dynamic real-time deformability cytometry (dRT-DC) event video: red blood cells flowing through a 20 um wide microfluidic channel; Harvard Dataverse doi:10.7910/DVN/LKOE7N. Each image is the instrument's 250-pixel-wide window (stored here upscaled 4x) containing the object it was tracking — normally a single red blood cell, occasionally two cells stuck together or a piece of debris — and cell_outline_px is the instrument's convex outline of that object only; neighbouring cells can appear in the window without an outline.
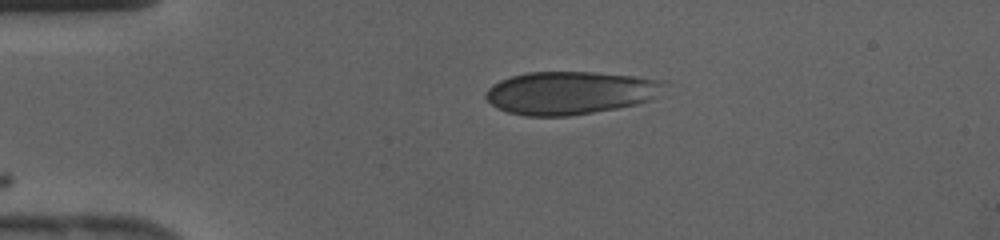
{"species": "human", "species_latin": "Homo sapiens", "temperature_condition": "cold", "stored_images_in_passage": 21, "camera_frame_rate_fps": 3000, "um_per_image_px": 0.085, "donor": {"sex": "female"}, "frame": {"image": 1, "passage_image": 1, "time_ms": 0.0, "image_size_px": [1000, 240], "cell_outline_px": [[672, 84], [664, 96], [652, 100], [636, 104], [616, 108], [568, 116], [524, 116], [508, 112], [496, 108], [484, 96], [484, 92], [492, 84], [500, 80], [512, 76], [528, 72], [592, 72], [636, 76], [668, 80]], "centroid_in_image_um": [48.6, 7.88], "position_along_channel_um": 36.4, "area_um2": 45.72}}
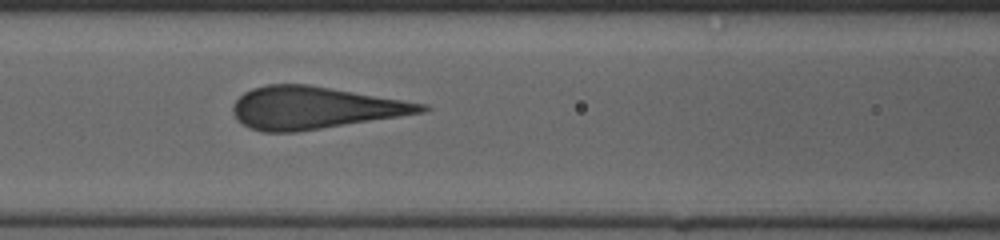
{"frame": {"image": 2, "passage_image": 10, "time_ms": 3.0, "image_size_px": [1000, 240], "cell_outline_px": [[432, 108], [424, 112], [400, 116], [296, 132], [264, 132], [252, 128], [244, 124], [236, 116], [232, 108], [236, 100], [244, 92], [252, 88], [264, 84], [308, 84], [428, 104]], "centroid_in_image_um": [26.75, 9.15], "position_along_channel_um": 139.8, "area_um2": 46.07}}
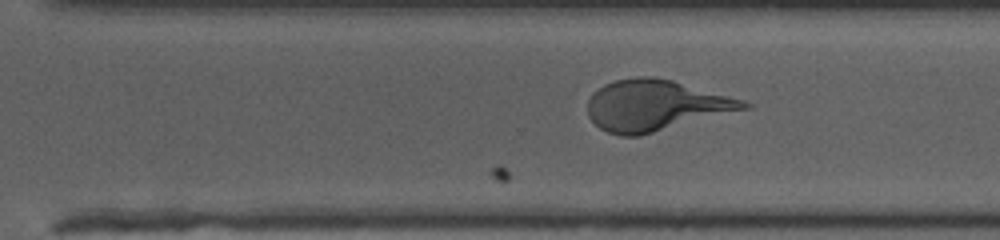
{"frame": {"image": 3, "passage_image": 21, "time_ms": 6.667, "image_size_px": [1000, 240], "cell_outline_px": [[752, 108], [640, 136], [620, 136], [608, 132], [600, 128], [588, 116], [588, 100], [592, 92], [604, 84], [616, 80], [636, 76], [656, 76], [672, 80], [744, 100], [752, 104]], "centroid_in_image_um": [55.73, 8.96], "position_along_channel_um": 314.9, "area_um2": 46.59}}